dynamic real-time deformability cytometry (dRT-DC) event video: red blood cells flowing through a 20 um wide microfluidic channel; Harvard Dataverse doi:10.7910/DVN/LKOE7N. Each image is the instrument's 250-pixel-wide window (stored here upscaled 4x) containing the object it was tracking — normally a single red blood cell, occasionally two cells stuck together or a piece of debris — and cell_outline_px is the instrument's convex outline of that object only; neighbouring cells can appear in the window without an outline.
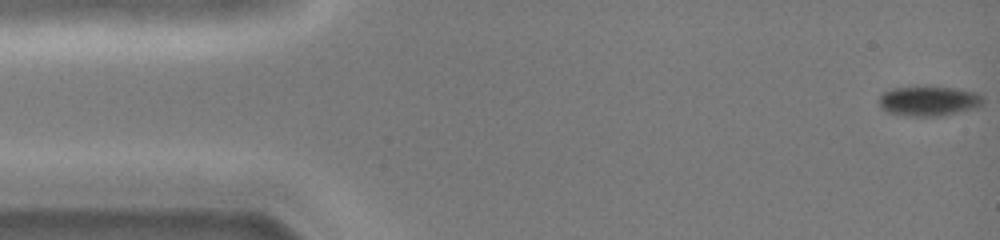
{"species": "common noctule bat (a hibernating species)", "species_latin": "Nyctalus noctula", "temperature_condition": "cold", "stored_images_in_passage": 46, "camera_frame_rate_fps": 3000, "um_per_image_px": 0.085, "animal": {"sex": "female", "body_mass_g": 19.0, "forearm_length_mm": 51.5}, "frame": {"image": 1, "passage_image": 1, "time_ms": 0.0, "image_size_px": [1000, 240], "cell_outline_px": [[984, 104], [976, 108], [940, 116], [908, 116], [888, 112], [880, 108], [880, 96], [884, 92], [892, 88], [924, 84], [928, 84], [976, 92], [984, 96]], "centroid_in_image_um": [78.96, 8.55], "position_along_channel_um": 6.0, "area_um2": 18.73}}
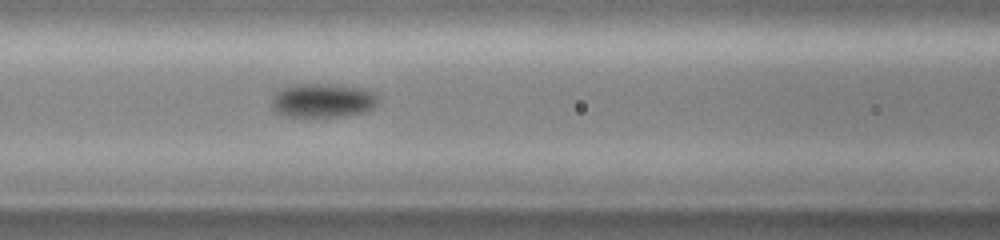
{"frame": {"image": 2, "passage_image": 19, "time_ms": 6.0, "image_size_px": [1000, 240], "cell_outline_px": [[380, 100], [372, 108], [364, 112], [344, 116], [284, 116], [276, 112], [272, 108], [272, 100], [276, 92], [292, 84], [332, 84], [364, 88], [376, 92], [380, 96]], "centroid_in_image_um": [27.48, 8.53], "position_along_channel_um": 139.1, "area_um2": 21.27}}
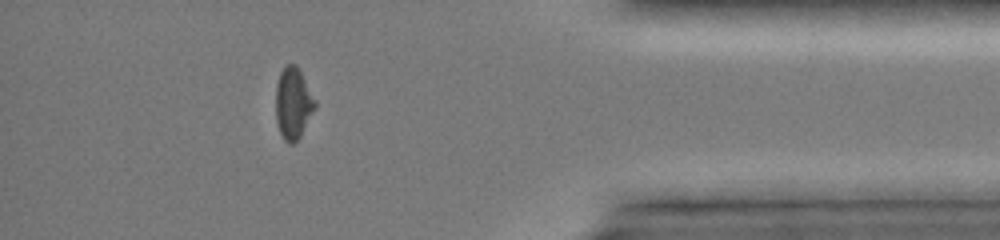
{"frame": {"image": 3, "passage_image": 40, "time_ms": 13.0, "image_size_px": [1000, 240], "cell_outline_px": [[316, 108], [300, 136], [292, 144], [288, 144], [284, 140], [280, 132], [276, 120], [276, 84], [280, 72], [284, 64], [296, 64], [316, 100]], "centroid_in_image_um": [24.91, 8.76], "position_along_channel_um": 410.3, "area_um2": 16.42}, "authors_computed_cell_mechanics": {"area_um2": 19.4208, "velocity_mm_per_s": 4.1951, "shape_relaxation_time_tau1_ms": 2.7491, "shape_relaxation_time_tau2_ms": null, "deformation_change_tau1": 0.0621, "deformation_change_tau2": null}}